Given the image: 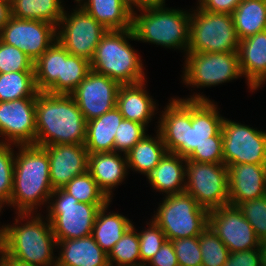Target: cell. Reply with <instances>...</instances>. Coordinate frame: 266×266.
<instances>
[{"mask_svg":"<svg viewBox=\"0 0 266 266\" xmlns=\"http://www.w3.org/2000/svg\"><path fill=\"white\" fill-rule=\"evenodd\" d=\"M160 117L158 130L167 152L187 158L195 148L213 142L222 128L223 117L216 105L200 94L172 99Z\"/></svg>","mask_w":266,"mask_h":266,"instance_id":"6da1fadb","label":"cell"},{"mask_svg":"<svg viewBox=\"0 0 266 266\" xmlns=\"http://www.w3.org/2000/svg\"><path fill=\"white\" fill-rule=\"evenodd\" d=\"M35 119L34 145L85 143L87 121L71 95L38 92Z\"/></svg>","mask_w":266,"mask_h":266,"instance_id":"7a4b0ae2","label":"cell"},{"mask_svg":"<svg viewBox=\"0 0 266 266\" xmlns=\"http://www.w3.org/2000/svg\"><path fill=\"white\" fill-rule=\"evenodd\" d=\"M14 160L13 190L10 204L18 214H33L34 208L50 199L53 187L49 159L42 146L21 145ZM36 206V207H35Z\"/></svg>","mask_w":266,"mask_h":266,"instance_id":"3957f363","label":"cell"},{"mask_svg":"<svg viewBox=\"0 0 266 266\" xmlns=\"http://www.w3.org/2000/svg\"><path fill=\"white\" fill-rule=\"evenodd\" d=\"M38 215V216H37ZM18 214L21 221L31 217L21 226L6 225L3 227V253L23 264L36 266H55L53 249L57 240L53 234L50 221H42L37 214ZM53 262V263H52Z\"/></svg>","mask_w":266,"mask_h":266,"instance_id":"277c9868","label":"cell"},{"mask_svg":"<svg viewBox=\"0 0 266 266\" xmlns=\"http://www.w3.org/2000/svg\"><path fill=\"white\" fill-rule=\"evenodd\" d=\"M127 38L136 40L132 28L108 30L102 36L90 61L91 70L121 85L146 81L142 61Z\"/></svg>","mask_w":266,"mask_h":266,"instance_id":"5b68a950","label":"cell"},{"mask_svg":"<svg viewBox=\"0 0 266 266\" xmlns=\"http://www.w3.org/2000/svg\"><path fill=\"white\" fill-rule=\"evenodd\" d=\"M132 12V31L136 40L167 48H184L188 51L191 14L183 10L163 7ZM144 13V14H143Z\"/></svg>","mask_w":266,"mask_h":266,"instance_id":"8992f818","label":"cell"},{"mask_svg":"<svg viewBox=\"0 0 266 266\" xmlns=\"http://www.w3.org/2000/svg\"><path fill=\"white\" fill-rule=\"evenodd\" d=\"M152 220L167 240L199 236L208 227L209 211L188 193L166 195Z\"/></svg>","mask_w":266,"mask_h":266,"instance_id":"52a82bcc","label":"cell"},{"mask_svg":"<svg viewBox=\"0 0 266 266\" xmlns=\"http://www.w3.org/2000/svg\"><path fill=\"white\" fill-rule=\"evenodd\" d=\"M53 197L56 200L49 199L53 202L49 203L47 219L57 241L91 235L98 210L107 205L79 202L62 188L54 189L50 198Z\"/></svg>","mask_w":266,"mask_h":266,"instance_id":"ba28073f","label":"cell"},{"mask_svg":"<svg viewBox=\"0 0 266 266\" xmlns=\"http://www.w3.org/2000/svg\"><path fill=\"white\" fill-rule=\"evenodd\" d=\"M191 14L187 52H237L240 40L230 14L202 10Z\"/></svg>","mask_w":266,"mask_h":266,"instance_id":"9c48e42d","label":"cell"},{"mask_svg":"<svg viewBox=\"0 0 266 266\" xmlns=\"http://www.w3.org/2000/svg\"><path fill=\"white\" fill-rule=\"evenodd\" d=\"M185 192L210 211L229 205L228 169L224 163H205L186 159Z\"/></svg>","mask_w":266,"mask_h":266,"instance_id":"30bf717a","label":"cell"},{"mask_svg":"<svg viewBox=\"0 0 266 266\" xmlns=\"http://www.w3.org/2000/svg\"><path fill=\"white\" fill-rule=\"evenodd\" d=\"M183 81L192 87H209L242 77L237 52H185Z\"/></svg>","mask_w":266,"mask_h":266,"instance_id":"8fae6325","label":"cell"},{"mask_svg":"<svg viewBox=\"0 0 266 266\" xmlns=\"http://www.w3.org/2000/svg\"><path fill=\"white\" fill-rule=\"evenodd\" d=\"M223 160L232 164L266 165V132L231 120L222 122Z\"/></svg>","mask_w":266,"mask_h":266,"instance_id":"7c38bea8","label":"cell"},{"mask_svg":"<svg viewBox=\"0 0 266 266\" xmlns=\"http://www.w3.org/2000/svg\"><path fill=\"white\" fill-rule=\"evenodd\" d=\"M71 15L64 11L58 25L56 39L74 56L91 61L102 36L108 31L82 7ZM62 25V26H61Z\"/></svg>","mask_w":266,"mask_h":266,"instance_id":"4fadbf2b","label":"cell"},{"mask_svg":"<svg viewBox=\"0 0 266 266\" xmlns=\"http://www.w3.org/2000/svg\"><path fill=\"white\" fill-rule=\"evenodd\" d=\"M57 27L41 20L11 17L0 31V40L15 46L35 62L56 40Z\"/></svg>","mask_w":266,"mask_h":266,"instance_id":"5bb4252c","label":"cell"},{"mask_svg":"<svg viewBox=\"0 0 266 266\" xmlns=\"http://www.w3.org/2000/svg\"><path fill=\"white\" fill-rule=\"evenodd\" d=\"M208 226L230 253L261 248V241L237 206L225 205L210 210Z\"/></svg>","mask_w":266,"mask_h":266,"instance_id":"9a60e30c","label":"cell"},{"mask_svg":"<svg viewBox=\"0 0 266 266\" xmlns=\"http://www.w3.org/2000/svg\"><path fill=\"white\" fill-rule=\"evenodd\" d=\"M120 86L117 81L91 70L70 95L89 121L116 107Z\"/></svg>","mask_w":266,"mask_h":266,"instance_id":"2e32d148","label":"cell"},{"mask_svg":"<svg viewBox=\"0 0 266 266\" xmlns=\"http://www.w3.org/2000/svg\"><path fill=\"white\" fill-rule=\"evenodd\" d=\"M35 107L36 97L0 102V136L7 140L2 143L15 146L35 144Z\"/></svg>","mask_w":266,"mask_h":266,"instance_id":"e0dca14e","label":"cell"},{"mask_svg":"<svg viewBox=\"0 0 266 266\" xmlns=\"http://www.w3.org/2000/svg\"><path fill=\"white\" fill-rule=\"evenodd\" d=\"M49 159L53 189L63 188L72 178L87 171L88 151L84 144L44 146Z\"/></svg>","mask_w":266,"mask_h":266,"instance_id":"ac0fdd59","label":"cell"},{"mask_svg":"<svg viewBox=\"0 0 266 266\" xmlns=\"http://www.w3.org/2000/svg\"><path fill=\"white\" fill-rule=\"evenodd\" d=\"M228 169L229 205L266 195V165L232 164Z\"/></svg>","mask_w":266,"mask_h":266,"instance_id":"d6986e66","label":"cell"},{"mask_svg":"<svg viewBox=\"0 0 266 266\" xmlns=\"http://www.w3.org/2000/svg\"><path fill=\"white\" fill-rule=\"evenodd\" d=\"M237 53L250 89L259 88L266 81V30L240 40Z\"/></svg>","mask_w":266,"mask_h":266,"instance_id":"ffe728a7","label":"cell"},{"mask_svg":"<svg viewBox=\"0 0 266 266\" xmlns=\"http://www.w3.org/2000/svg\"><path fill=\"white\" fill-rule=\"evenodd\" d=\"M128 164L127 157L118 152H100L88 155L87 171L92 175L99 188L111 200L112 189L125 179Z\"/></svg>","mask_w":266,"mask_h":266,"instance_id":"44dd1931","label":"cell"},{"mask_svg":"<svg viewBox=\"0 0 266 266\" xmlns=\"http://www.w3.org/2000/svg\"><path fill=\"white\" fill-rule=\"evenodd\" d=\"M61 253L55 266H109L106 254L92 235L78 239L57 241Z\"/></svg>","mask_w":266,"mask_h":266,"instance_id":"7402d4cb","label":"cell"},{"mask_svg":"<svg viewBox=\"0 0 266 266\" xmlns=\"http://www.w3.org/2000/svg\"><path fill=\"white\" fill-rule=\"evenodd\" d=\"M145 81L137 84L121 85L117 95L116 108L124 119L148 125L156 106L146 92Z\"/></svg>","mask_w":266,"mask_h":266,"instance_id":"603a6c76","label":"cell"},{"mask_svg":"<svg viewBox=\"0 0 266 266\" xmlns=\"http://www.w3.org/2000/svg\"><path fill=\"white\" fill-rule=\"evenodd\" d=\"M186 158L166 152L147 178L153 189L167 195L185 192ZM185 180V181H184ZM184 183V184H182Z\"/></svg>","mask_w":266,"mask_h":266,"instance_id":"cb8c5ba5","label":"cell"},{"mask_svg":"<svg viewBox=\"0 0 266 266\" xmlns=\"http://www.w3.org/2000/svg\"><path fill=\"white\" fill-rule=\"evenodd\" d=\"M123 119L115 107L102 116L87 121L85 147L88 154L113 152L116 130Z\"/></svg>","mask_w":266,"mask_h":266,"instance_id":"d4e9b609","label":"cell"},{"mask_svg":"<svg viewBox=\"0 0 266 266\" xmlns=\"http://www.w3.org/2000/svg\"><path fill=\"white\" fill-rule=\"evenodd\" d=\"M82 7L107 30L132 28V10L128 0H88Z\"/></svg>","mask_w":266,"mask_h":266,"instance_id":"484cf974","label":"cell"},{"mask_svg":"<svg viewBox=\"0 0 266 266\" xmlns=\"http://www.w3.org/2000/svg\"><path fill=\"white\" fill-rule=\"evenodd\" d=\"M108 205L109 203L98 210L91 234L106 254H109L117 241L133 225L129 219L119 213L109 212L106 215Z\"/></svg>","mask_w":266,"mask_h":266,"instance_id":"4316f807","label":"cell"},{"mask_svg":"<svg viewBox=\"0 0 266 266\" xmlns=\"http://www.w3.org/2000/svg\"><path fill=\"white\" fill-rule=\"evenodd\" d=\"M239 40L266 30V0H243L232 13Z\"/></svg>","mask_w":266,"mask_h":266,"instance_id":"83f0119b","label":"cell"},{"mask_svg":"<svg viewBox=\"0 0 266 266\" xmlns=\"http://www.w3.org/2000/svg\"><path fill=\"white\" fill-rule=\"evenodd\" d=\"M156 138L145 135L127 154L128 168L148 174L159 164L165 155L166 147L161 134L157 132Z\"/></svg>","mask_w":266,"mask_h":266,"instance_id":"f1b7e54d","label":"cell"},{"mask_svg":"<svg viewBox=\"0 0 266 266\" xmlns=\"http://www.w3.org/2000/svg\"><path fill=\"white\" fill-rule=\"evenodd\" d=\"M60 0H11L12 16L21 20H41L59 25L64 8Z\"/></svg>","mask_w":266,"mask_h":266,"instance_id":"f546056e","label":"cell"},{"mask_svg":"<svg viewBox=\"0 0 266 266\" xmlns=\"http://www.w3.org/2000/svg\"><path fill=\"white\" fill-rule=\"evenodd\" d=\"M91 71V64L85 58L71 55L62 46L61 76L47 91L50 94L70 95Z\"/></svg>","mask_w":266,"mask_h":266,"instance_id":"4dcf8cb0","label":"cell"},{"mask_svg":"<svg viewBox=\"0 0 266 266\" xmlns=\"http://www.w3.org/2000/svg\"><path fill=\"white\" fill-rule=\"evenodd\" d=\"M62 45L54 43L34 62L35 83L38 92H47L61 76Z\"/></svg>","mask_w":266,"mask_h":266,"instance_id":"1f68e13d","label":"cell"},{"mask_svg":"<svg viewBox=\"0 0 266 266\" xmlns=\"http://www.w3.org/2000/svg\"><path fill=\"white\" fill-rule=\"evenodd\" d=\"M37 94L34 71L0 74V102L36 97Z\"/></svg>","mask_w":266,"mask_h":266,"instance_id":"d6a6232c","label":"cell"},{"mask_svg":"<svg viewBox=\"0 0 266 266\" xmlns=\"http://www.w3.org/2000/svg\"><path fill=\"white\" fill-rule=\"evenodd\" d=\"M62 189L79 202L88 204H108L111 202L88 171L72 178Z\"/></svg>","mask_w":266,"mask_h":266,"instance_id":"836d02e7","label":"cell"},{"mask_svg":"<svg viewBox=\"0 0 266 266\" xmlns=\"http://www.w3.org/2000/svg\"><path fill=\"white\" fill-rule=\"evenodd\" d=\"M139 261V263L137 262ZM109 266H141L139 237L132 225L113 246L108 254Z\"/></svg>","mask_w":266,"mask_h":266,"instance_id":"e575fe53","label":"cell"},{"mask_svg":"<svg viewBox=\"0 0 266 266\" xmlns=\"http://www.w3.org/2000/svg\"><path fill=\"white\" fill-rule=\"evenodd\" d=\"M202 266H222L229 256V250L208 226L199 235Z\"/></svg>","mask_w":266,"mask_h":266,"instance_id":"d590c367","label":"cell"},{"mask_svg":"<svg viewBox=\"0 0 266 266\" xmlns=\"http://www.w3.org/2000/svg\"><path fill=\"white\" fill-rule=\"evenodd\" d=\"M11 146L0 142V211L2 205L10 204L13 190L15 155Z\"/></svg>","mask_w":266,"mask_h":266,"instance_id":"8d00e7d4","label":"cell"},{"mask_svg":"<svg viewBox=\"0 0 266 266\" xmlns=\"http://www.w3.org/2000/svg\"><path fill=\"white\" fill-rule=\"evenodd\" d=\"M242 215L251 224L257 238L263 242L266 240V195L245 200L237 205Z\"/></svg>","mask_w":266,"mask_h":266,"instance_id":"74e56055","label":"cell"},{"mask_svg":"<svg viewBox=\"0 0 266 266\" xmlns=\"http://www.w3.org/2000/svg\"><path fill=\"white\" fill-rule=\"evenodd\" d=\"M145 127L141 123L123 118L116 130L114 151L126 155L146 135Z\"/></svg>","mask_w":266,"mask_h":266,"instance_id":"f35d334b","label":"cell"},{"mask_svg":"<svg viewBox=\"0 0 266 266\" xmlns=\"http://www.w3.org/2000/svg\"><path fill=\"white\" fill-rule=\"evenodd\" d=\"M20 71H34L33 60L19 48L0 40V74Z\"/></svg>","mask_w":266,"mask_h":266,"instance_id":"ab89813d","label":"cell"},{"mask_svg":"<svg viewBox=\"0 0 266 266\" xmlns=\"http://www.w3.org/2000/svg\"><path fill=\"white\" fill-rule=\"evenodd\" d=\"M150 223L147 230L138 233L141 266H145L167 240L161 228L153 220Z\"/></svg>","mask_w":266,"mask_h":266,"instance_id":"60d3db41","label":"cell"},{"mask_svg":"<svg viewBox=\"0 0 266 266\" xmlns=\"http://www.w3.org/2000/svg\"><path fill=\"white\" fill-rule=\"evenodd\" d=\"M179 266H202L199 236L171 240Z\"/></svg>","mask_w":266,"mask_h":266,"instance_id":"b9f144b4","label":"cell"},{"mask_svg":"<svg viewBox=\"0 0 266 266\" xmlns=\"http://www.w3.org/2000/svg\"><path fill=\"white\" fill-rule=\"evenodd\" d=\"M196 162L224 163L222 131L213 136V142H205L186 158Z\"/></svg>","mask_w":266,"mask_h":266,"instance_id":"7bdbcfd3","label":"cell"},{"mask_svg":"<svg viewBox=\"0 0 266 266\" xmlns=\"http://www.w3.org/2000/svg\"><path fill=\"white\" fill-rule=\"evenodd\" d=\"M263 253L261 248L248 249L229 253L222 266H262Z\"/></svg>","mask_w":266,"mask_h":266,"instance_id":"ee69618b","label":"cell"},{"mask_svg":"<svg viewBox=\"0 0 266 266\" xmlns=\"http://www.w3.org/2000/svg\"><path fill=\"white\" fill-rule=\"evenodd\" d=\"M150 266H179L171 240H166L160 250L148 262ZM147 266V265H145Z\"/></svg>","mask_w":266,"mask_h":266,"instance_id":"f6af8a7d","label":"cell"},{"mask_svg":"<svg viewBox=\"0 0 266 266\" xmlns=\"http://www.w3.org/2000/svg\"><path fill=\"white\" fill-rule=\"evenodd\" d=\"M199 8L205 11L232 15L241 0H198Z\"/></svg>","mask_w":266,"mask_h":266,"instance_id":"bcb514c9","label":"cell"},{"mask_svg":"<svg viewBox=\"0 0 266 266\" xmlns=\"http://www.w3.org/2000/svg\"><path fill=\"white\" fill-rule=\"evenodd\" d=\"M130 8L133 12V6H137L139 10L153 7H164L165 0H128ZM133 5V6H132Z\"/></svg>","mask_w":266,"mask_h":266,"instance_id":"7dc6e473","label":"cell"},{"mask_svg":"<svg viewBox=\"0 0 266 266\" xmlns=\"http://www.w3.org/2000/svg\"><path fill=\"white\" fill-rule=\"evenodd\" d=\"M12 17L11 0H0V31Z\"/></svg>","mask_w":266,"mask_h":266,"instance_id":"c3c4849f","label":"cell"},{"mask_svg":"<svg viewBox=\"0 0 266 266\" xmlns=\"http://www.w3.org/2000/svg\"><path fill=\"white\" fill-rule=\"evenodd\" d=\"M0 266H36V265H28L17 262L9 257H7L4 253L0 256Z\"/></svg>","mask_w":266,"mask_h":266,"instance_id":"681fc988","label":"cell"},{"mask_svg":"<svg viewBox=\"0 0 266 266\" xmlns=\"http://www.w3.org/2000/svg\"><path fill=\"white\" fill-rule=\"evenodd\" d=\"M261 249L263 253V264L266 265V240L261 242Z\"/></svg>","mask_w":266,"mask_h":266,"instance_id":"f907efd6","label":"cell"},{"mask_svg":"<svg viewBox=\"0 0 266 266\" xmlns=\"http://www.w3.org/2000/svg\"><path fill=\"white\" fill-rule=\"evenodd\" d=\"M2 253H3V227H1L0 229V255Z\"/></svg>","mask_w":266,"mask_h":266,"instance_id":"816d5d0a","label":"cell"},{"mask_svg":"<svg viewBox=\"0 0 266 266\" xmlns=\"http://www.w3.org/2000/svg\"><path fill=\"white\" fill-rule=\"evenodd\" d=\"M76 1H77V3H79V4H80V3H81L83 0H76Z\"/></svg>","mask_w":266,"mask_h":266,"instance_id":"f5cc1de1","label":"cell"}]
</instances>
